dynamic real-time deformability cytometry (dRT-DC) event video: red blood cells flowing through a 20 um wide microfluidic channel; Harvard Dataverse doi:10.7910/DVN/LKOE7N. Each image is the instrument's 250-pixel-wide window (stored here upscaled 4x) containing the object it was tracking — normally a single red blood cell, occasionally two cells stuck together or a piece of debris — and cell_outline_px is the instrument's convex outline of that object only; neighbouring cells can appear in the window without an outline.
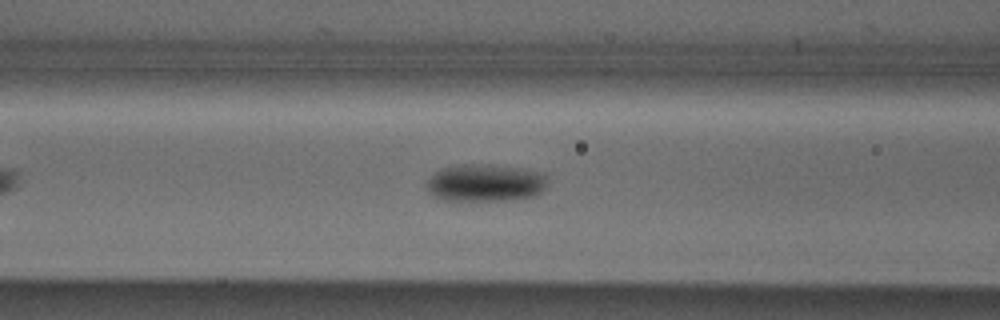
{"species": "Egyptian fruit bat (a non-hibernating species)", "species_latin": "Rousettus aegyptiacus", "temperature_condition": "cold", "stored_images_in_passage": 14, "camera_frame_rate_fps": 3000, "um_per_image_px": 0.085, "animal": {"sex": "male"}, "frame": {"image": 1, "passage_image": 12, "time_ms": 3.667, "image_size_px": [1000, 320], "cell_outline_px": [[544, 188], [540, 192], [532, 196], [512, 200], [444, 200], [432, 196], [428, 192], [424, 184], [432, 172], [440, 168], [456, 164], [472, 164], [520, 168], [544, 172]], "centroid_in_image_um": [41.13, 15.54], "position_along_channel_um": 125.5, "area_um2": 26.47}}